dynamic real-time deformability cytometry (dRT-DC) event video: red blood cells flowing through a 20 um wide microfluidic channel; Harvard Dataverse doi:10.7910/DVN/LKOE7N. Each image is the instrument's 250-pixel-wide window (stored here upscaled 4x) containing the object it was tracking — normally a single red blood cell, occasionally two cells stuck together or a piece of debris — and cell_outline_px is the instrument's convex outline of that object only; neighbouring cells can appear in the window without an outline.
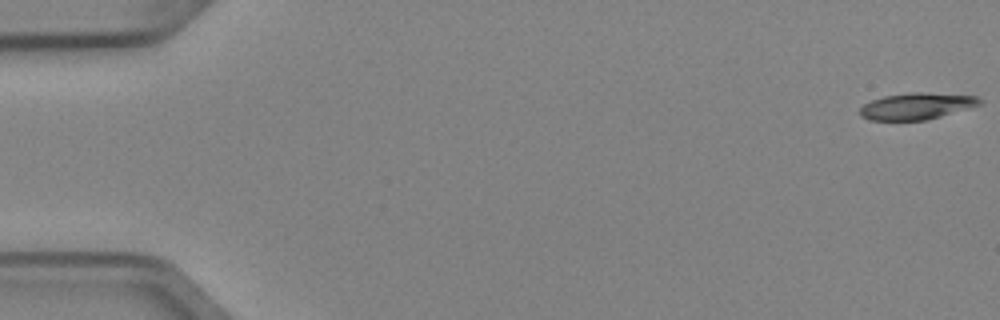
{"species": "Egyptian fruit bat (a non-hibernating species)", "species_latin": "Rousettus aegyptiacus", "temperature_condition": "cold", "stored_images_in_passage": 5, "camera_frame_rate_fps": 3000, "um_per_image_px": 0.085, "animal": {"sex": "female"}, "frame": {"image": 1, "passage_image": 1, "time_ms": 0.0, "image_size_px": [1000, 320], "cell_outline_px": [[984, 100], [980, 104], [968, 108], [940, 116], [924, 120], [868, 120], [860, 116], [860, 108], [864, 104], [872, 100], [884, 96], [912, 92], [920, 92], [976, 96]], "centroid_in_image_um": [77.88, 9.02], "position_along_channel_um": 7.1, "area_um2": 18.32}}